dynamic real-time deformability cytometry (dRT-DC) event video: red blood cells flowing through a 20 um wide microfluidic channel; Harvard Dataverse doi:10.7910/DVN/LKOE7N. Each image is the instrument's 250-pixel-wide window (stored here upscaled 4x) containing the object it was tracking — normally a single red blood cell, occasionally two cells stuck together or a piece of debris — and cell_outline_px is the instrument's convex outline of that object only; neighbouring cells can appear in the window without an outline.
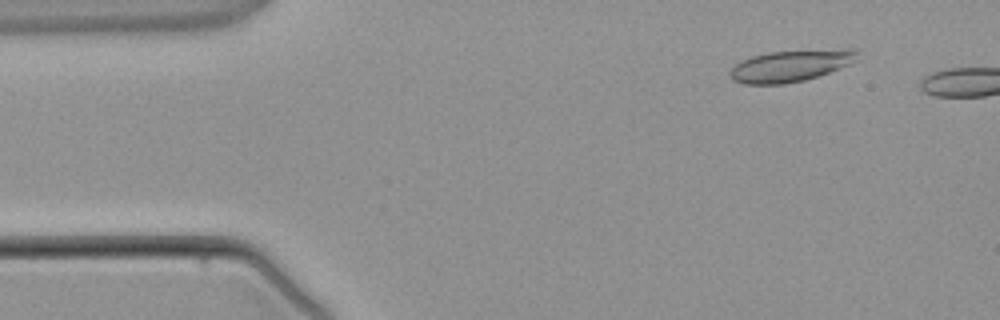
{"species": "common noctule bat (a hibernating species)", "species_latin": "Nyctalus noctula", "temperature_condition": "warm", "stored_images_in_passage": 3, "segment_of_instrument_passage": [2, 2], "camera_frame_rate_fps": 3000, "um_per_image_px": 0.085, "animal": {"sex": "male", "body_mass_g": 21.5, "forearm_length_mm": 52.0}, "frame": {"image": 1, "passage_image": 3, "time_ms": 2.667, "image_size_px": [1000, 320], "cell_outline_px": [[860, 52], [856, 60], [852, 64], [804, 80], [780, 84], [744, 84], [732, 80], [728, 72], [736, 64], [752, 56], [768, 52], [848, 48], [852, 48]], "centroid_in_image_um": [67.23, 5.58], "position_along_channel_um": 17.8, "area_um2": 23.47}}